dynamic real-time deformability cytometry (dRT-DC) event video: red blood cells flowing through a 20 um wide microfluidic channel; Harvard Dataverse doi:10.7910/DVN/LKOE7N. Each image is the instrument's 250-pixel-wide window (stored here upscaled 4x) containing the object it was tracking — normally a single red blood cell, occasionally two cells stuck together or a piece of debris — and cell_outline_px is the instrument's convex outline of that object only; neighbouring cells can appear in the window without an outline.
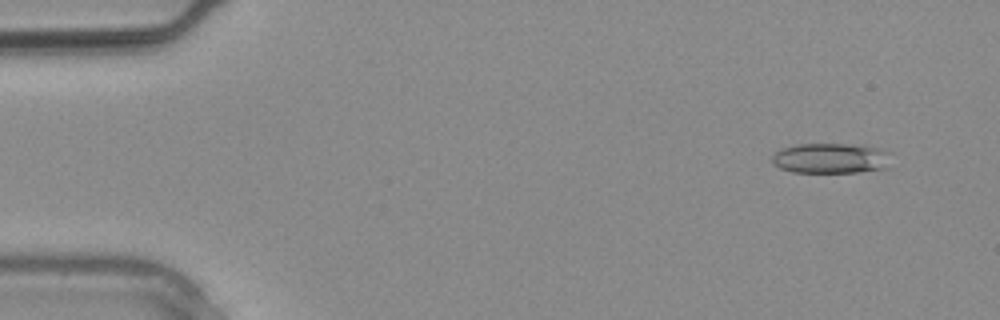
{"species": "common noctule bat (a hibernating species)", "species_latin": "Nyctalus noctula", "temperature_condition": "warm", "stored_images_in_passage": 2, "camera_frame_rate_fps": 3000, "um_per_image_px": 0.085, "animal": {"sex": "male", "body_mass_g": 20.4}, "frame": {"image": 1, "passage_image": 1, "time_ms": 0.0, "image_size_px": [1000, 320], "cell_outline_px": [[892, 152], [888, 168], [856, 172], [792, 172], [780, 168], [772, 164], [772, 156], [780, 148], [796, 144], [864, 144], [880, 148]], "centroid_in_image_um": [70.66, 13.44], "position_along_channel_um": 14.3, "area_um2": 21.5}}